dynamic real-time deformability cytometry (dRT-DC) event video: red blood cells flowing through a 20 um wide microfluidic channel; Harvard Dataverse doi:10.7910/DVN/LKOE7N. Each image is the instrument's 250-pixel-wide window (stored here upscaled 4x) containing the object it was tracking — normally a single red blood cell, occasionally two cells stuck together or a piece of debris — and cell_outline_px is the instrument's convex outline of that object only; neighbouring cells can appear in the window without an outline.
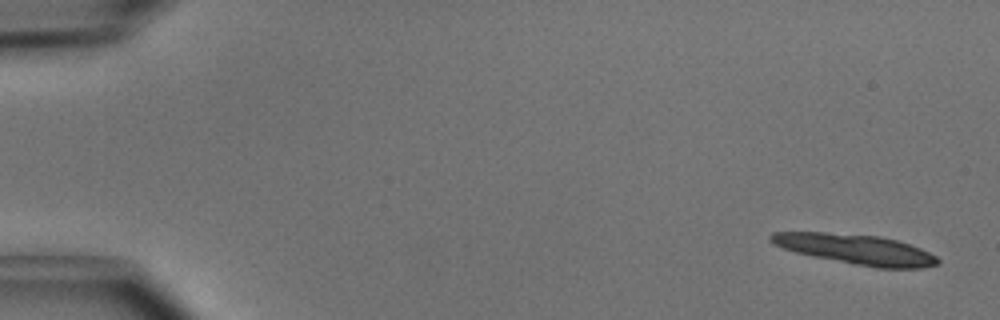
{"species": "common noctule bat (a hibernating species)", "species_latin": "Nyctalus noctula", "temperature_condition": "cold", "stored_images_in_passage": 8, "camera_frame_rate_fps": 3000, "um_per_image_px": 0.085, "animal": {"sex": "male", "body_mass_g": 15.6}, "frame": {"image": 1, "passage_image": 1, "time_ms": 0.0, "image_size_px": [1000, 320], "cell_outline_px": [[940, 264], [924, 268], [876, 268], [852, 264], [812, 256], [796, 252], [772, 244], [768, 240], [768, 236], [772, 232], [824, 232], [880, 236], [896, 240], [920, 248], [936, 256], [940, 260]], "centroid_in_image_um": [72.74, 21.2], "position_along_channel_um": 12.3, "area_um2": 29.3}}
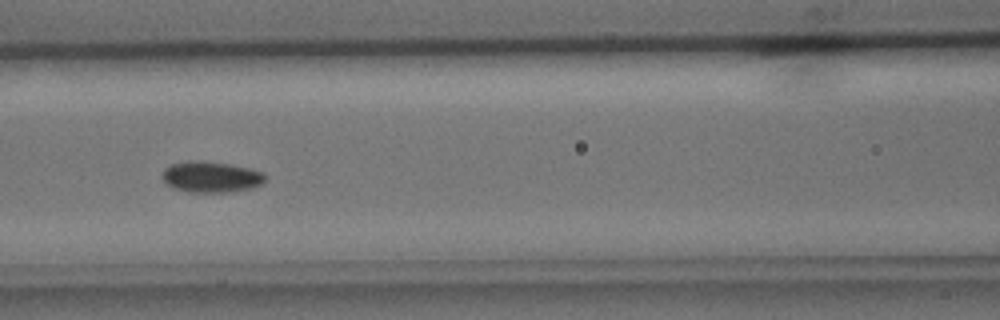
{"frame": {"image": 2, "passage_image": 7, "time_ms": 2.0, "image_size_px": [1000, 320], "cell_outline_px": [[264, 180], [260, 184], [248, 188], [228, 192], [188, 192], [172, 188], [164, 180], [164, 168], [172, 164], [188, 160], [204, 160], [232, 164], [252, 168], [264, 172]], "centroid_in_image_um": [17.94, 15.01], "position_along_channel_um": 148.7, "area_um2": 18.61}}
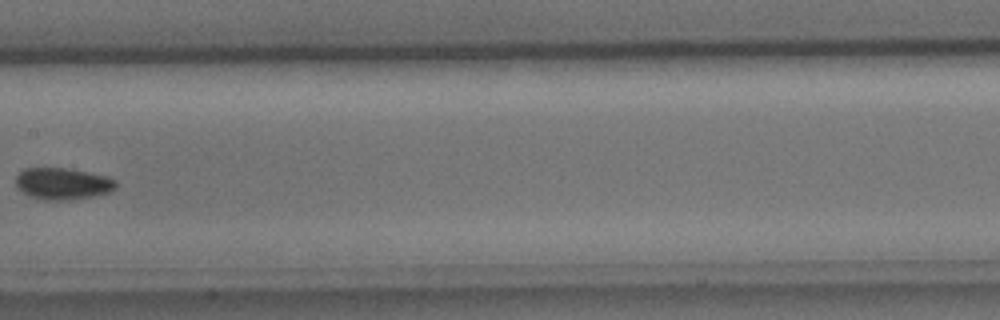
{"frame": {"image": 3, "passage_image": 8, "time_ms": 2.333, "image_size_px": [1000, 320], "cell_outline_px": [[116, 188], [108, 192], [92, 196], [68, 200], [44, 200], [32, 196], [16, 188], [16, 176], [24, 168], [68, 168], [108, 176], [116, 180]], "centroid_in_image_um": [5.33, 15.6], "position_along_channel_um": 202.1, "area_um2": 18.44}}